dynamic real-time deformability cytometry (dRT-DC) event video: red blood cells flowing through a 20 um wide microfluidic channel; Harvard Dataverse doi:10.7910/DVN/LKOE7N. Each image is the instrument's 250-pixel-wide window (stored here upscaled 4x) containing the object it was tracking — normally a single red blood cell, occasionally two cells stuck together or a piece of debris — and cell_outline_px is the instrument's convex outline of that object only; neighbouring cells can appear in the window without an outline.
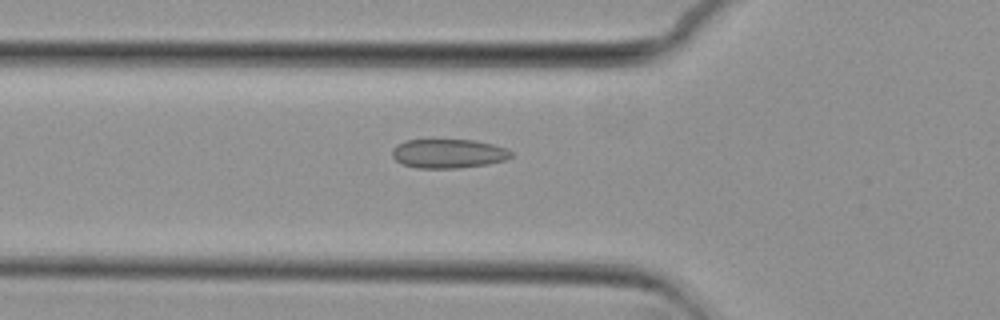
{"species": "common noctule bat (a hibernating species)", "species_latin": "Nyctalus noctula", "temperature_condition": "cold", "stored_images_in_passage": 47, "camera_frame_rate_fps": 3000, "um_per_image_px": 0.085, "animal": {"sex": "female", "body_mass_g": 29.2, "forearm_length_mm": 56.3}, "frame": {"image": 1, "passage_image": 11, "time_ms": 3.333, "image_size_px": [1000, 320], "cell_outline_px": [[512, 156], [504, 160], [488, 164], [456, 168], [416, 168], [404, 164], [396, 160], [392, 156], [392, 148], [396, 144], [404, 140], [476, 140], [508, 148], [512, 152]], "centroid_in_image_um": [38.1, 13.04], "position_along_channel_um": 87.7, "area_um2": 20.23}}
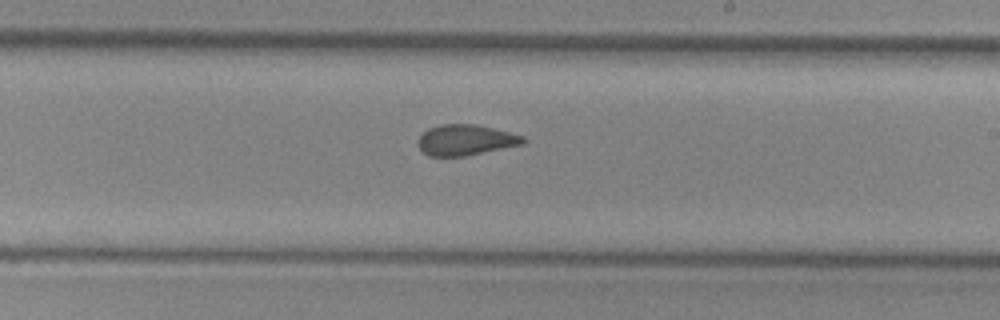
{"frame": {"image": 2, "passage_image": 24, "time_ms": 7.667, "image_size_px": [1000, 320], "cell_outline_px": [[528, 140], [524, 144], [464, 156], [428, 156], [416, 144], [416, 140], [428, 128], [440, 124], [472, 124], [492, 128], [524, 136]], "centroid_in_image_um": [39.56, 11.9], "position_along_channel_um": 249.4, "area_um2": 18.79}}
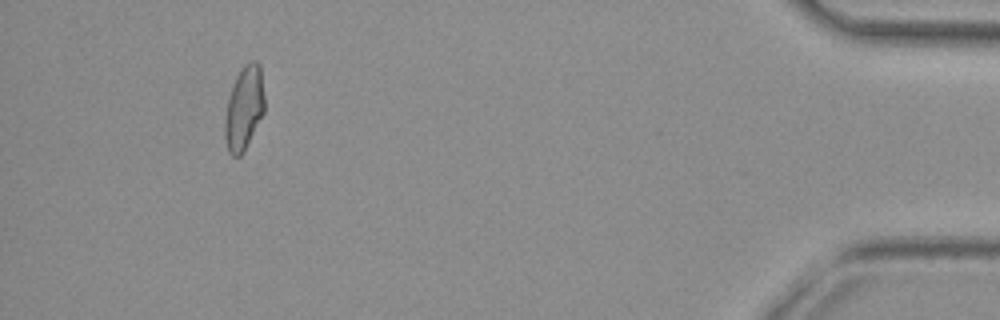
{"frame": {"image": 3, "passage_image": 43, "time_ms": 14.0, "image_size_px": [1000, 320], "cell_outline_px": [[264, 112], [244, 152], [240, 156], [232, 156], [228, 152], [224, 136], [224, 124], [228, 100], [236, 76], [244, 64], [248, 60], [256, 60], [260, 64], [264, 96]], "centroid_in_image_um": [20.75, 9.19], "position_along_channel_um": 414.5, "area_um2": 19.42}, "authors_computed_cell_mechanics": {"area_um2": 19.4208, "velocity_mm_per_s": 3.7205, "shape_relaxation_time_tau1_ms": null, "shape_relaxation_time_tau2_ms": 1.5607, "deformation_change_tau1": null, "deformation_change_tau2": 0.0721}}